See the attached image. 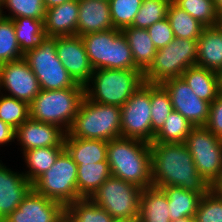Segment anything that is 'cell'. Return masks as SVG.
<instances>
[{"label": "cell", "instance_id": "1", "mask_svg": "<svg viewBox=\"0 0 222 222\" xmlns=\"http://www.w3.org/2000/svg\"><path fill=\"white\" fill-rule=\"evenodd\" d=\"M152 186H178L205 195L212 187L199 174L185 143H150Z\"/></svg>", "mask_w": 222, "mask_h": 222}, {"label": "cell", "instance_id": "2", "mask_svg": "<svg viewBox=\"0 0 222 222\" xmlns=\"http://www.w3.org/2000/svg\"><path fill=\"white\" fill-rule=\"evenodd\" d=\"M107 161L113 177L142 189L152 186L150 143L128 137L108 141Z\"/></svg>", "mask_w": 222, "mask_h": 222}, {"label": "cell", "instance_id": "3", "mask_svg": "<svg viewBox=\"0 0 222 222\" xmlns=\"http://www.w3.org/2000/svg\"><path fill=\"white\" fill-rule=\"evenodd\" d=\"M67 134L107 142L118 138L121 136V107L92 102L84 96Z\"/></svg>", "mask_w": 222, "mask_h": 222}, {"label": "cell", "instance_id": "4", "mask_svg": "<svg viewBox=\"0 0 222 222\" xmlns=\"http://www.w3.org/2000/svg\"><path fill=\"white\" fill-rule=\"evenodd\" d=\"M143 83L141 70L97 69L85 85V96L92 102L122 107Z\"/></svg>", "mask_w": 222, "mask_h": 222}, {"label": "cell", "instance_id": "5", "mask_svg": "<svg viewBox=\"0 0 222 222\" xmlns=\"http://www.w3.org/2000/svg\"><path fill=\"white\" fill-rule=\"evenodd\" d=\"M91 66L97 69L140 70L131 49L119 29L88 33L81 36Z\"/></svg>", "mask_w": 222, "mask_h": 222}, {"label": "cell", "instance_id": "6", "mask_svg": "<svg viewBox=\"0 0 222 222\" xmlns=\"http://www.w3.org/2000/svg\"><path fill=\"white\" fill-rule=\"evenodd\" d=\"M84 96L85 88L41 89L29 104L30 118L55 124L68 132Z\"/></svg>", "mask_w": 222, "mask_h": 222}, {"label": "cell", "instance_id": "7", "mask_svg": "<svg viewBox=\"0 0 222 222\" xmlns=\"http://www.w3.org/2000/svg\"><path fill=\"white\" fill-rule=\"evenodd\" d=\"M197 48V40L175 37L157 50L153 62L143 72L144 82L161 84L171 78H180L184 71L196 65Z\"/></svg>", "mask_w": 222, "mask_h": 222}, {"label": "cell", "instance_id": "8", "mask_svg": "<svg viewBox=\"0 0 222 222\" xmlns=\"http://www.w3.org/2000/svg\"><path fill=\"white\" fill-rule=\"evenodd\" d=\"M24 59L37 77L42 90L85 88L74 81L58 59L56 37L45 36L36 48L24 54Z\"/></svg>", "mask_w": 222, "mask_h": 222}, {"label": "cell", "instance_id": "9", "mask_svg": "<svg viewBox=\"0 0 222 222\" xmlns=\"http://www.w3.org/2000/svg\"><path fill=\"white\" fill-rule=\"evenodd\" d=\"M77 169L78 165L64 150L57 157L53 166L32 183V189L67 207L82 198L77 191Z\"/></svg>", "mask_w": 222, "mask_h": 222}, {"label": "cell", "instance_id": "10", "mask_svg": "<svg viewBox=\"0 0 222 222\" xmlns=\"http://www.w3.org/2000/svg\"><path fill=\"white\" fill-rule=\"evenodd\" d=\"M185 144L197 171L213 188L222 178V139L198 126L192 128Z\"/></svg>", "mask_w": 222, "mask_h": 222}, {"label": "cell", "instance_id": "11", "mask_svg": "<svg viewBox=\"0 0 222 222\" xmlns=\"http://www.w3.org/2000/svg\"><path fill=\"white\" fill-rule=\"evenodd\" d=\"M142 188L116 177H109L90 199L113 218L138 219Z\"/></svg>", "mask_w": 222, "mask_h": 222}, {"label": "cell", "instance_id": "12", "mask_svg": "<svg viewBox=\"0 0 222 222\" xmlns=\"http://www.w3.org/2000/svg\"><path fill=\"white\" fill-rule=\"evenodd\" d=\"M121 136L152 142L151 83L144 82L121 107Z\"/></svg>", "mask_w": 222, "mask_h": 222}, {"label": "cell", "instance_id": "13", "mask_svg": "<svg viewBox=\"0 0 222 222\" xmlns=\"http://www.w3.org/2000/svg\"><path fill=\"white\" fill-rule=\"evenodd\" d=\"M1 89L8 92L7 96L28 104L41 90L37 77L24 58L0 65V92Z\"/></svg>", "mask_w": 222, "mask_h": 222}, {"label": "cell", "instance_id": "14", "mask_svg": "<svg viewBox=\"0 0 222 222\" xmlns=\"http://www.w3.org/2000/svg\"><path fill=\"white\" fill-rule=\"evenodd\" d=\"M161 85L169 94L173 110L185 117L193 127L205 126L210 110L209 102L197 97L181 77L168 79Z\"/></svg>", "mask_w": 222, "mask_h": 222}, {"label": "cell", "instance_id": "15", "mask_svg": "<svg viewBox=\"0 0 222 222\" xmlns=\"http://www.w3.org/2000/svg\"><path fill=\"white\" fill-rule=\"evenodd\" d=\"M2 222H65V207L32 189Z\"/></svg>", "mask_w": 222, "mask_h": 222}, {"label": "cell", "instance_id": "16", "mask_svg": "<svg viewBox=\"0 0 222 222\" xmlns=\"http://www.w3.org/2000/svg\"><path fill=\"white\" fill-rule=\"evenodd\" d=\"M58 59L74 81L87 85L94 71L90 64L81 36L56 37Z\"/></svg>", "mask_w": 222, "mask_h": 222}, {"label": "cell", "instance_id": "17", "mask_svg": "<svg viewBox=\"0 0 222 222\" xmlns=\"http://www.w3.org/2000/svg\"><path fill=\"white\" fill-rule=\"evenodd\" d=\"M67 132L60 126L44 123L30 117L15 130V139L27 150L43 147H64Z\"/></svg>", "mask_w": 222, "mask_h": 222}, {"label": "cell", "instance_id": "18", "mask_svg": "<svg viewBox=\"0 0 222 222\" xmlns=\"http://www.w3.org/2000/svg\"><path fill=\"white\" fill-rule=\"evenodd\" d=\"M32 190L24 172L12 171L0 162V222L9 216Z\"/></svg>", "mask_w": 222, "mask_h": 222}, {"label": "cell", "instance_id": "19", "mask_svg": "<svg viewBox=\"0 0 222 222\" xmlns=\"http://www.w3.org/2000/svg\"><path fill=\"white\" fill-rule=\"evenodd\" d=\"M77 36L113 29L109 0H78Z\"/></svg>", "mask_w": 222, "mask_h": 222}, {"label": "cell", "instance_id": "20", "mask_svg": "<svg viewBox=\"0 0 222 222\" xmlns=\"http://www.w3.org/2000/svg\"><path fill=\"white\" fill-rule=\"evenodd\" d=\"M78 11V0H70L46 9L43 21L45 36L64 37L77 35Z\"/></svg>", "mask_w": 222, "mask_h": 222}, {"label": "cell", "instance_id": "21", "mask_svg": "<svg viewBox=\"0 0 222 222\" xmlns=\"http://www.w3.org/2000/svg\"><path fill=\"white\" fill-rule=\"evenodd\" d=\"M196 65L220 73L222 71V27H205L197 40Z\"/></svg>", "mask_w": 222, "mask_h": 222}, {"label": "cell", "instance_id": "22", "mask_svg": "<svg viewBox=\"0 0 222 222\" xmlns=\"http://www.w3.org/2000/svg\"><path fill=\"white\" fill-rule=\"evenodd\" d=\"M184 82L200 99L211 103L220 95L219 73L199 67H189L181 75Z\"/></svg>", "mask_w": 222, "mask_h": 222}, {"label": "cell", "instance_id": "23", "mask_svg": "<svg viewBox=\"0 0 222 222\" xmlns=\"http://www.w3.org/2000/svg\"><path fill=\"white\" fill-rule=\"evenodd\" d=\"M64 147L77 165L107 161L108 142L105 140L75 138L66 134Z\"/></svg>", "mask_w": 222, "mask_h": 222}, {"label": "cell", "instance_id": "24", "mask_svg": "<svg viewBox=\"0 0 222 222\" xmlns=\"http://www.w3.org/2000/svg\"><path fill=\"white\" fill-rule=\"evenodd\" d=\"M168 198L161 188H145L140 195L139 222H171Z\"/></svg>", "mask_w": 222, "mask_h": 222}, {"label": "cell", "instance_id": "25", "mask_svg": "<svg viewBox=\"0 0 222 222\" xmlns=\"http://www.w3.org/2000/svg\"><path fill=\"white\" fill-rule=\"evenodd\" d=\"M121 32L129 44L135 65L144 72L153 62L157 52L147 29L129 26Z\"/></svg>", "mask_w": 222, "mask_h": 222}, {"label": "cell", "instance_id": "26", "mask_svg": "<svg viewBox=\"0 0 222 222\" xmlns=\"http://www.w3.org/2000/svg\"><path fill=\"white\" fill-rule=\"evenodd\" d=\"M168 198V208L170 210L171 221L181 218H194L197 207L203 195L187 191L178 186H163Z\"/></svg>", "mask_w": 222, "mask_h": 222}, {"label": "cell", "instance_id": "27", "mask_svg": "<svg viewBox=\"0 0 222 222\" xmlns=\"http://www.w3.org/2000/svg\"><path fill=\"white\" fill-rule=\"evenodd\" d=\"M111 176L112 174L108 161H101L93 164H79L77 169L78 194L82 198H90Z\"/></svg>", "mask_w": 222, "mask_h": 222}, {"label": "cell", "instance_id": "28", "mask_svg": "<svg viewBox=\"0 0 222 222\" xmlns=\"http://www.w3.org/2000/svg\"><path fill=\"white\" fill-rule=\"evenodd\" d=\"M65 147H43L23 152L26 168L24 175L33 183L42 173L49 170Z\"/></svg>", "mask_w": 222, "mask_h": 222}, {"label": "cell", "instance_id": "29", "mask_svg": "<svg viewBox=\"0 0 222 222\" xmlns=\"http://www.w3.org/2000/svg\"><path fill=\"white\" fill-rule=\"evenodd\" d=\"M167 18L173 30L174 37L198 40L205 26L193 18L188 12L170 3Z\"/></svg>", "mask_w": 222, "mask_h": 222}, {"label": "cell", "instance_id": "30", "mask_svg": "<svg viewBox=\"0 0 222 222\" xmlns=\"http://www.w3.org/2000/svg\"><path fill=\"white\" fill-rule=\"evenodd\" d=\"M113 217L90 198H81L65 207V222H111Z\"/></svg>", "mask_w": 222, "mask_h": 222}, {"label": "cell", "instance_id": "31", "mask_svg": "<svg viewBox=\"0 0 222 222\" xmlns=\"http://www.w3.org/2000/svg\"><path fill=\"white\" fill-rule=\"evenodd\" d=\"M17 42L25 54L28 50L36 48L45 37L43 20L29 17L12 19Z\"/></svg>", "mask_w": 222, "mask_h": 222}, {"label": "cell", "instance_id": "32", "mask_svg": "<svg viewBox=\"0 0 222 222\" xmlns=\"http://www.w3.org/2000/svg\"><path fill=\"white\" fill-rule=\"evenodd\" d=\"M193 125L179 112L173 110L151 143H186Z\"/></svg>", "mask_w": 222, "mask_h": 222}, {"label": "cell", "instance_id": "33", "mask_svg": "<svg viewBox=\"0 0 222 222\" xmlns=\"http://www.w3.org/2000/svg\"><path fill=\"white\" fill-rule=\"evenodd\" d=\"M172 111L173 106L167 90L161 84H151L152 142Z\"/></svg>", "mask_w": 222, "mask_h": 222}, {"label": "cell", "instance_id": "34", "mask_svg": "<svg viewBox=\"0 0 222 222\" xmlns=\"http://www.w3.org/2000/svg\"><path fill=\"white\" fill-rule=\"evenodd\" d=\"M2 8L7 9L9 14H4ZM45 13L44 0H3L0 3V16L8 19L29 17L44 21Z\"/></svg>", "mask_w": 222, "mask_h": 222}, {"label": "cell", "instance_id": "35", "mask_svg": "<svg viewBox=\"0 0 222 222\" xmlns=\"http://www.w3.org/2000/svg\"><path fill=\"white\" fill-rule=\"evenodd\" d=\"M22 58L12 19L0 16V65Z\"/></svg>", "mask_w": 222, "mask_h": 222}, {"label": "cell", "instance_id": "36", "mask_svg": "<svg viewBox=\"0 0 222 222\" xmlns=\"http://www.w3.org/2000/svg\"><path fill=\"white\" fill-rule=\"evenodd\" d=\"M0 92V120L15 130L30 117L29 104Z\"/></svg>", "mask_w": 222, "mask_h": 222}, {"label": "cell", "instance_id": "37", "mask_svg": "<svg viewBox=\"0 0 222 222\" xmlns=\"http://www.w3.org/2000/svg\"><path fill=\"white\" fill-rule=\"evenodd\" d=\"M205 27L218 25L219 13L213 0H172Z\"/></svg>", "mask_w": 222, "mask_h": 222}, {"label": "cell", "instance_id": "38", "mask_svg": "<svg viewBox=\"0 0 222 222\" xmlns=\"http://www.w3.org/2000/svg\"><path fill=\"white\" fill-rule=\"evenodd\" d=\"M172 0H143L135 15L132 27L147 29L154 23L167 17L168 7Z\"/></svg>", "mask_w": 222, "mask_h": 222}, {"label": "cell", "instance_id": "39", "mask_svg": "<svg viewBox=\"0 0 222 222\" xmlns=\"http://www.w3.org/2000/svg\"><path fill=\"white\" fill-rule=\"evenodd\" d=\"M195 222H222V195L211 188L201 197L196 213Z\"/></svg>", "mask_w": 222, "mask_h": 222}, {"label": "cell", "instance_id": "40", "mask_svg": "<svg viewBox=\"0 0 222 222\" xmlns=\"http://www.w3.org/2000/svg\"><path fill=\"white\" fill-rule=\"evenodd\" d=\"M143 0H109L112 23L115 29L122 30L132 25Z\"/></svg>", "mask_w": 222, "mask_h": 222}, {"label": "cell", "instance_id": "41", "mask_svg": "<svg viewBox=\"0 0 222 222\" xmlns=\"http://www.w3.org/2000/svg\"><path fill=\"white\" fill-rule=\"evenodd\" d=\"M147 31L157 50L167 46L175 38L167 17L148 27Z\"/></svg>", "mask_w": 222, "mask_h": 222}, {"label": "cell", "instance_id": "42", "mask_svg": "<svg viewBox=\"0 0 222 222\" xmlns=\"http://www.w3.org/2000/svg\"><path fill=\"white\" fill-rule=\"evenodd\" d=\"M205 127L222 139V94L210 103L208 120Z\"/></svg>", "mask_w": 222, "mask_h": 222}, {"label": "cell", "instance_id": "43", "mask_svg": "<svg viewBox=\"0 0 222 222\" xmlns=\"http://www.w3.org/2000/svg\"><path fill=\"white\" fill-rule=\"evenodd\" d=\"M15 142V129L9 124L0 120V145L9 144V142Z\"/></svg>", "mask_w": 222, "mask_h": 222}, {"label": "cell", "instance_id": "44", "mask_svg": "<svg viewBox=\"0 0 222 222\" xmlns=\"http://www.w3.org/2000/svg\"><path fill=\"white\" fill-rule=\"evenodd\" d=\"M68 1L70 0H44L45 9H49L54 6L61 5L64 2H68Z\"/></svg>", "mask_w": 222, "mask_h": 222}, {"label": "cell", "instance_id": "45", "mask_svg": "<svg viewBox=\"0 0 222 222\" xmlns=\"http://www.w3.org/2000/svg\"><path fill=\"white\" fill-rule=\"evenodd\" d=\"M111 222H139L138 219L113 218Z\"/></svg>", "mask_w": 222, "mask_h": 222}, {"label": "cell", "instance_id": "46", "mask_svg": "<svg viewBox=\"0 0 222 222\" xmlns=\"http://www.w3.org/2000/svg\"><path fill=\"white\" fill-rule=\"evenodd\" d=\"M218 13L222 11V0H213Z\"/></svg>", "mask_w": 222, "mask_h": 222}, {"label": "cell", "instance_id": "47", "mask_svg": "<svg viewBox=\"0 0 222 222\" xmlns=\"http://www.w3.org/2000/svg\"><path fill=\"white\" fill-rule=\"evenodd\" d=\"M171 222H195L194 221V218H181V219H177V220H174V221H171Z\"/></svg>", "mask_w": 222, "mask_h": 222}, {"label": "cell", "instance_id": "48", "mask_svg": "<svg viewBox=\"0 0 222 222\" xmlns=\"http://www.w3.org/2000/svg\"><path fill=\"white\" fill-rule=\"evenodd\" d=\"M213 188L216 189L222 195V178Z\"/></svg>", "mask_w": 222, "mask_h": 222}, {"label": "cell", "instance_id": "49", "mask_svg": "<svg viewBox=\"0 0 222 222\" xmlns=\"http://www.w3.org/2000/svg\"><path fill=\"white\" fill-rule=\"evenodd\" d=\"M220 94H222V71L219 73Z\"/></svg>", "mask_w": 222, "mask_h": 222}, {"label": "cell", "instance_id": "50", "mask_svg": "<svg viewBox=\"0 0 222 222\" xmlns=\"http://www.w3.org/2000/svg\"><path fill=\"white\" fill-rule=\"evenodd\" d=\"M218 25L222 27V11L219 13Z\"/></svg>", "mask_w": 222, "mask_h": 222}]
</instances>
